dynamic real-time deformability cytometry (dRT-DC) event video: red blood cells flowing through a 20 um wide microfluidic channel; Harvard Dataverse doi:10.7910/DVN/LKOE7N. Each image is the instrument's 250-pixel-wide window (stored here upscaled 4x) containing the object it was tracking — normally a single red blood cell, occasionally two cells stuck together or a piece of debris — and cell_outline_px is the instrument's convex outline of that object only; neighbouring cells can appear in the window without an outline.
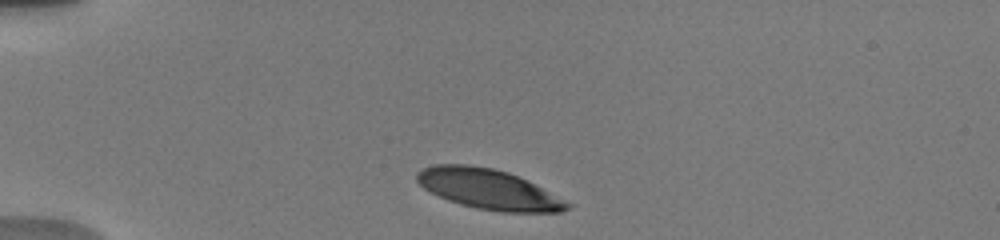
{"species": "human", "species_latin": "Homo sapiens", "temperature_condition": "warm", "stored_images_in_passage": 23, "camera_frame_rate_fps": 3000, "um_per_image_px": 0.085, "donor": {"sex": "male"}, "frame": {"image": 1, "passage_image": 3, "time_ms": 0.667, "image_size_px": [1000, 240], "cell_outline_px": [[572, 204], [568, 208], [560, 212], [500, 212], [476, 208], [460, 204], [448, 200], [424, 188], [416, 180], [416, 172], [432, 164], [468, 164], [492, 168], [508, 172]], "centroid_in_image_um": [41.46, 16.08], "position_along_channel_um": 43.5, "area_um2": 34.56}}
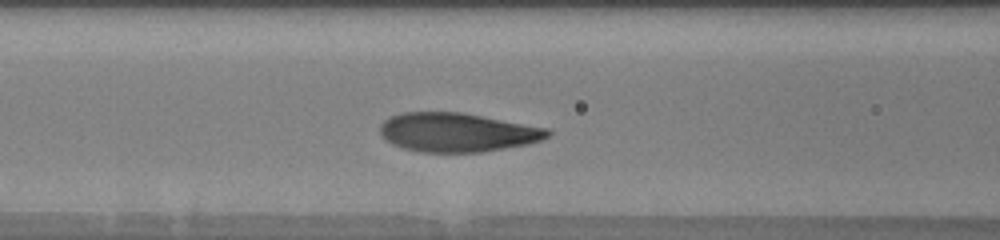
{"frame": {"image": 2, "passage_image": 11, "time_ms": 4.0, "image_size_px": [1000, 240], "cell_outline_px": [[552, 132], [548, 136], [540, 140], [528, 144], [480, 152], [420, 152], [404, 148], [392, 144], [384, 140], [380, 136], [380, 124], [388, 116], [404, 112], [460, 112], [548, 128]], "centroid_in_image_um": [38.81, 11.25], "position_along_channel_um": 127.8, "area_um2": 38.09}}
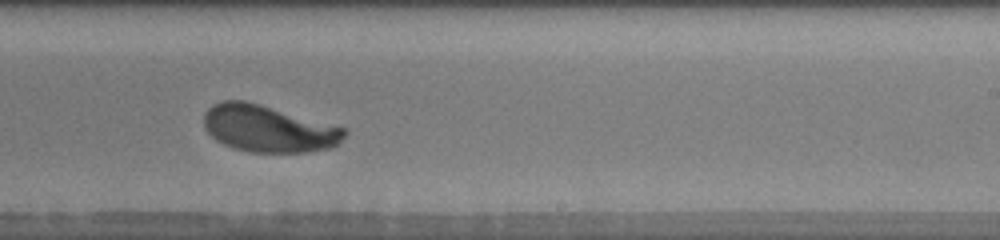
{"frame": {"image": 3, "passage_image": 19, "time_ms": 7.667, "image_size_px": [1000, 240], "cell_outline_px": [[348, 132], [332, 148], [308, 152], [252, 152], [232, 148], [216, 140], [204, 128], [204, 112], [212, 104], [220, 100], [244, 100], [260, 104], [348, 128]], "centroid_in_image_um": [22.81, 10.93], "position_along_channel_um": 266.2, "area_um2": 38.61}, "authors_computed_cell_mechanics": {"area_um2": 38.0902, "velocity_mm_per_s": 3.7839, "shape_relaxation_time_tau1_ms": 1.5971, "shape_relaxation_time_tau2_ms": null, "deformation_change_tau1": 0.1337, "deformation_change_tau2": null}}